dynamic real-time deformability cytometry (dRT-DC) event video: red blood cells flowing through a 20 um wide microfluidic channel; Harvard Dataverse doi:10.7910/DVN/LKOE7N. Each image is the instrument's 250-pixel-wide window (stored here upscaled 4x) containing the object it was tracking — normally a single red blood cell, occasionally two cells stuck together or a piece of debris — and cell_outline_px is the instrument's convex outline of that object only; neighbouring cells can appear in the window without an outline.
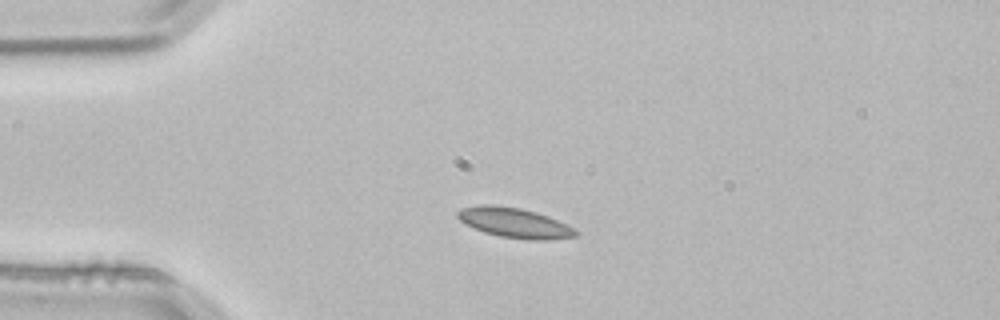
{"species": "common noctule bat (a hibernating species)", "species_latin": "Nyctalus noctula", "temperature_condition": "room temperature", "stored_images_in_passage": 2, "camera_frame_rate_fps": 3000, "um_per_image_px": 0.085, "animal": {"sex": "male", "body_mass_g": 21.5, "forearm_length_mm": 52.0}, "frame": {"image": 1, "passage_image": 1, "time_ms": 0.0, "image_size_px": [1000, 320], "cell_outline_px": [[580, 236], [548, 240], [528, 240], [500, 236], [484, 232], [464, 224], [456, 216], [456, 212], [460, 208], [476, 204], [492, 204], [520, 208], [536, 212], [548, 216], [580, 232]], "centroid_in_image_um": [43.7, 18.93], "position_along_channel_um": 41.3, "area_um2": 20.81}}
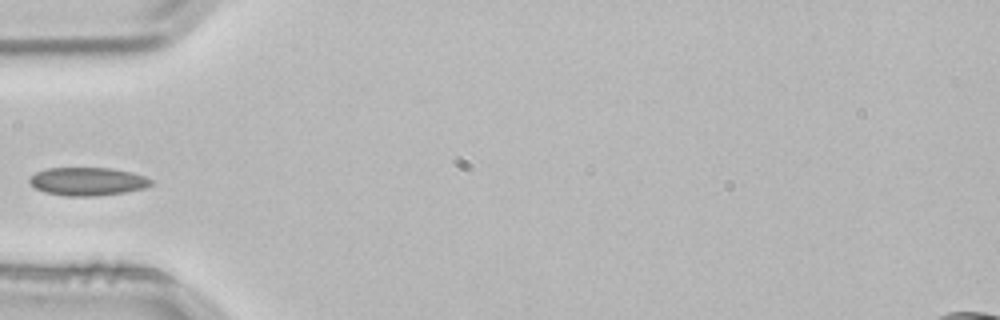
{"frame": {"image": 2, "passage_image": 2, "time_ms": 0.333, "image_size_px": [1000, 320], "cell_outline_px": [[152, 184], [144, 188], [124, 192], [96, 196], [68, 196], [44, 192], [36, 188], [28, 180], [36, 172], [48, 168], [112, 168], [132, 172], [144, 176], [152, 180]], "centroid_in_image_um": [7.46, 15.42], "position_along_channel_um": 77.5, "area_um2": 19.83}}